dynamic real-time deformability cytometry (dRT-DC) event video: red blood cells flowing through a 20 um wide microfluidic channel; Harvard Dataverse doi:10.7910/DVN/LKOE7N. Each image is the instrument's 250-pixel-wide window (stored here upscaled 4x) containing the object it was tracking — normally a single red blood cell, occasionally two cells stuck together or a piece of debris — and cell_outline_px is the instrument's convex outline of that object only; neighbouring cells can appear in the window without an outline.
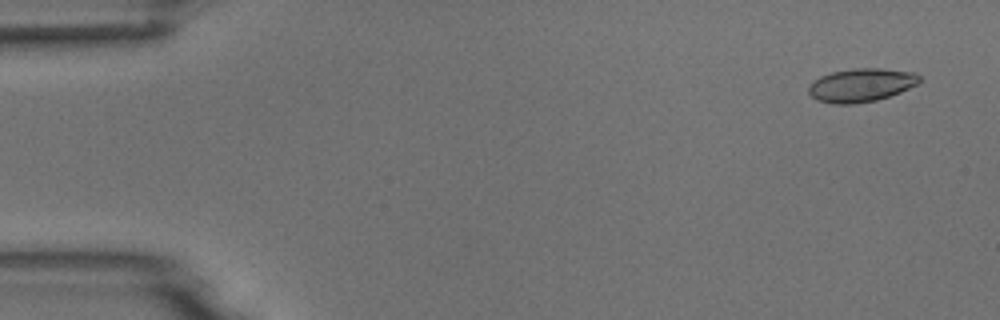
{"species": "common noctule bat (a hibernating species)", "species_latin": "Nyctalus noctula", "temperature_condition": "room temperature", "stored_images_in_passage": 9, "camera_frame_rate_fps": 3000, "um_per_image_px": 0.085, "animal": {"sex": "male", "body_mass_g": 18.8}, "frame": {"image": 1, "passage_image": 1, "time_ms": 0.0, "image_size_px": [1000, 320], "cell_outline_px": [[920, 80], [916, 84], [900, 92], [876, 100], [852, 104], [832, 104], [816, 100], [808, 92], [808, 88], [812, 80], [820, 76], [832, 72], [852, 68], [880, 68], [916, 72], [920, 76]], "centroid_in_image_um": [73.17, 7.22], "position_along_channel_um": 11.8, "area_um2": 21.68}}
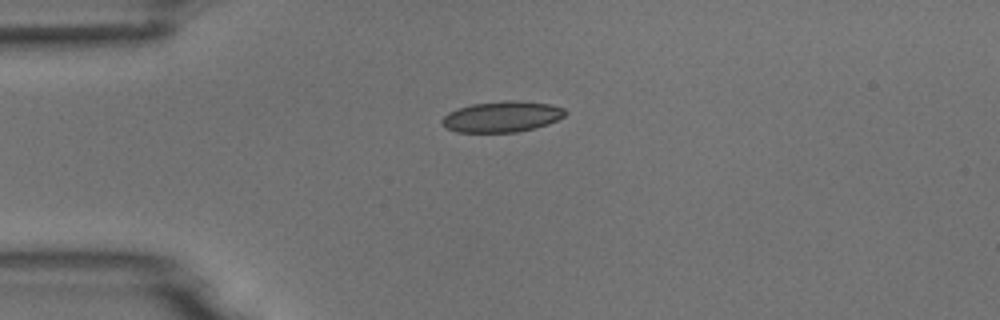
{"frame": {"image": 2, "passage_image": 4, "time_ms": 3.333, "image_size_px": [1000, 320], "cell_outline_px": [[568, 112], [564, 116], [548, 124], [516, 132], [456, 132], [448, 128], [440, 120], [448, 112], [456, 108], [472, 104], [508, 100], [520, 100], [552, 104], [564, 108]], "centroid_in_image_um": [42.68, 9.9], "position_along_channel_um": 42.3, "area_um2": 22.2}}